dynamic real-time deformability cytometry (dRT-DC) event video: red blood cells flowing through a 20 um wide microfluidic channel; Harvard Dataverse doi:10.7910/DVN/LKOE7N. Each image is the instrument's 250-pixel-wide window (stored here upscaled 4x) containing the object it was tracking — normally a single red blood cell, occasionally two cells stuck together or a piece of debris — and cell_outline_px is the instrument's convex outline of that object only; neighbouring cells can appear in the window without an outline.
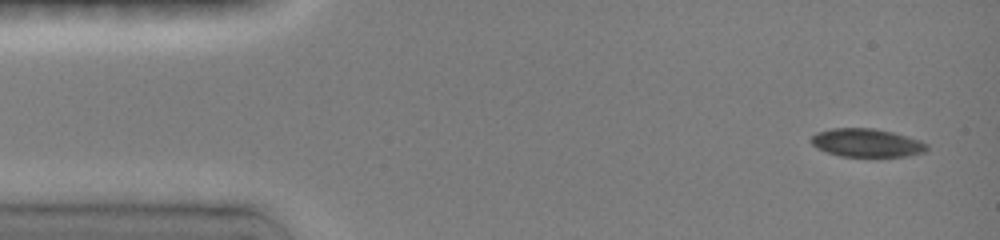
{"species": "common noctule bat (a hibernating species)", "species_latin": "Nyctalus noctula", "temperature_condition": "room temperature", "stored_images_in_passage": 4, "camera_frame_rate_fps": 3000, "um_per_image_px": 0.085, "animal": {"sex": "female", "body_mass_g": 19.0, "forearm_length_mm": 51.5}, "frame": {"image": 1, "passage_image": 1, "time_ms": 0.0, "image_size_px": [1000, 240], "cell_outline_px": [[928, 148], [924, 152], [908, 156], [840, 156], [816, 148], [812, 144], [812, 136], [816, 132], [832, 128], [872, 128], [892, 132], [908, 136], [920, 140], [928, 144]], "centroid_in_image_um": [73.68, 12.13], "position_along_channel_um": 11.3, "area_um2": 19.02}}
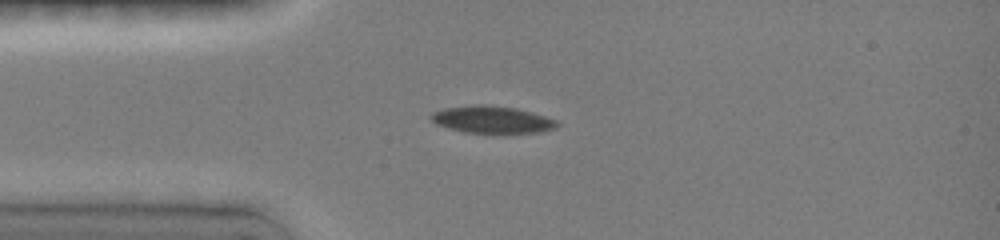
{"frame": {"image": 2, "passage_image": 4, "time_ms": 3.0, "image_size_px": [1000, 240], "cell_outline_px": [[560, 124], [556, 128], [540, 132], [492, 136], [464, 132], [448, 128], [436, 124], [428, 116], [432, 112], [444, 108], [472, 104], [488, 104], [516, 108], [532, 112], [556, 120]], "centroid_in_image_um": [41.82, 10.2], "position_along_channel_um": 43.2, "area_um2": 21.04}}